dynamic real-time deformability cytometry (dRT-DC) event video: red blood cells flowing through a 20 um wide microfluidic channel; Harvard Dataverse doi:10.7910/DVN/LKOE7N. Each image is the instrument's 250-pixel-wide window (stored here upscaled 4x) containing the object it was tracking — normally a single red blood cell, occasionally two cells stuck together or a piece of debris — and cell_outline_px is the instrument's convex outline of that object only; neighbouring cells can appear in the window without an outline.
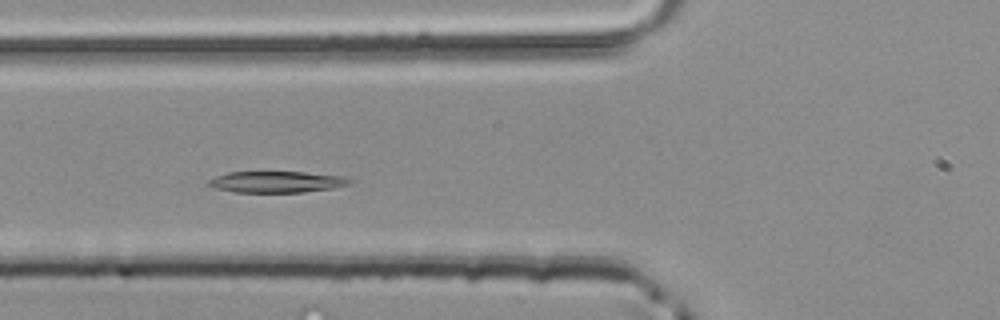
{"species": "common noctule bat (a hibernating species)", "species_latin": "Nyctalus noctula", "temperature_condition": "room temperature", "stored_images_in_passage": 40, "camera_frame_rate_fps": 3000, "um_per_image_px": 0.085, "animal": {"sex": "male", "body_mass_g": 20.4}, "frame": {"image": 1, "passage_image": 11, "time_ms": 3.333, "image_size_px": [1000, 320], "cell_outline_px": [[352, 180], [348, 184], [332, 188], [304, 192], [236, 192], [216, 188], [208, 184], [208, 180], [216, 176], [228, 172], [304, 172], [344, 176]], "centroid_in_image_um": [23.51, 15.45], "position_along_channel_um": 102.3, "area_um2": 17.34}}
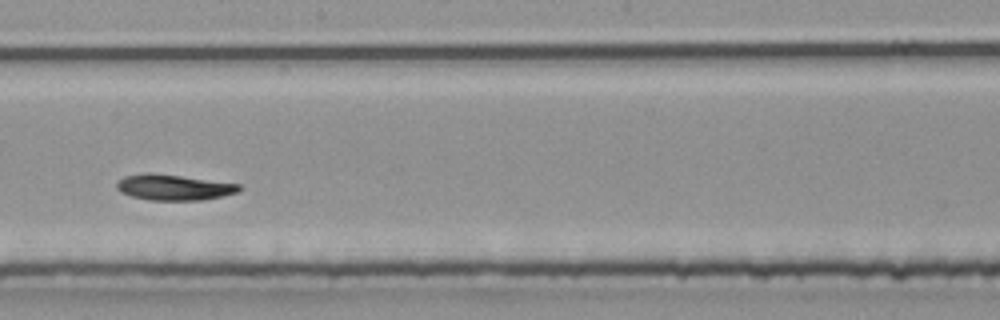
{"frame": {"image": 2, "passage_image": 20, "time_ms": 6.333, "image_size_px": [1000, 320], "cell_outline_px": [[240, 188], [236, 192], [220, 196], [200, 200], [152, 200], [132, 196], [120, 192], [116, 188], [116, 184], [124, 176], [180, 176], [240, 184]], "centroid_in_image_um": [14.8, 15.97], "position_along_channel_um": 233.4, "area_um2": 17.17}}
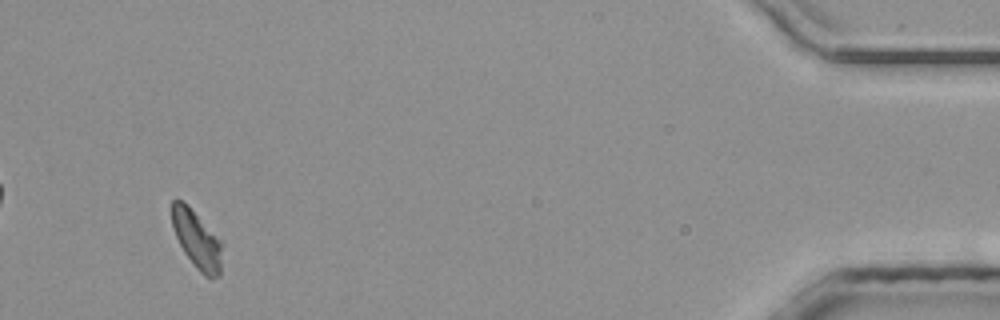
{"frame": {"image": 3, "passage_image": 38, "time_ms": 12.333, "image_size_px": [1000, 320], "cell_outline_px": [[224, 244], [220, 276], [212, 280], [204, 276], [196, 268], [184, 252], [176, 236], [172, 224], [172, 200], [176, 196], [184, 200], [224, 240]], "centroid_in_image_um": [16.8, 20.34], "position_along_channel_um": 418.4, "area_um2": 17.92}}